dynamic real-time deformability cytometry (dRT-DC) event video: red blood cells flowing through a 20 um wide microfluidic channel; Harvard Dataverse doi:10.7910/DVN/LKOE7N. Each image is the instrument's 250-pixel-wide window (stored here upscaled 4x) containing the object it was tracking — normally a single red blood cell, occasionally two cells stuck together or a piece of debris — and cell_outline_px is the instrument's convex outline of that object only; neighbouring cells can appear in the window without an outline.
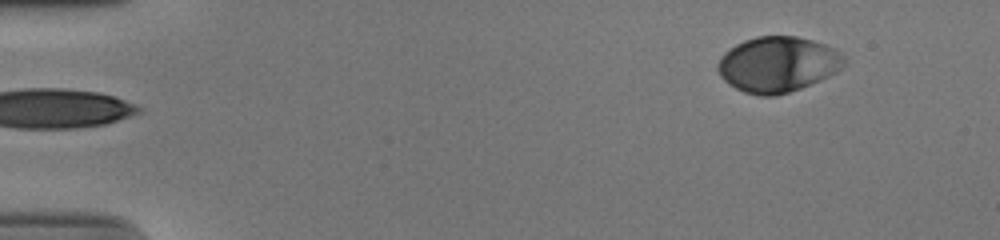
{"species": "human", "species_latin": "Homo sapiens", "temperature_condition": "cold", "stored_images_in_passage": 49, "camera_frame_rate_fps": 3000, "um_per_image_px": 0.085, "donor": {"sex": "male"}, "frame": {"image": 1, "passage_image": 1, "time_ms": 0.0, "image_size_px": [1000, 240], "cell_outline_px": [[844, 64], [836, 72], [820, 80], [800, 88], [776, 96], [760, 96], [744, 92], [728, 84], [720, 76], [716, 68], [716, 64], [720, 56], [728, 48], [744, 40], [756, 36], [796, 36], [812, 40], [824, 44], [840, 52], [844, 56]], "centroid_in_image_um": [66.06, 5.47], "position_along_channel_um": 18.9, "area_um2": 40.98}}
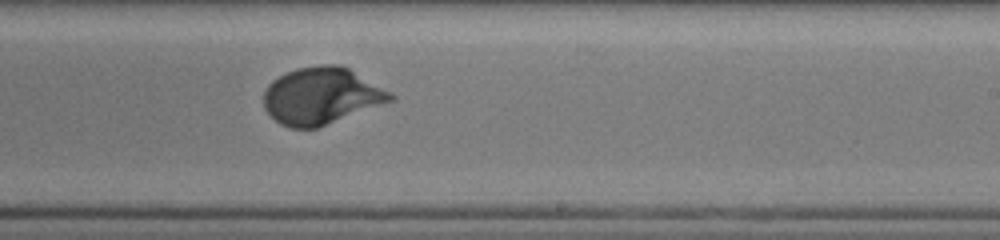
{"frame": {"image": 2, "passage_image": 29, "time_ms": 9.333, "image_size_px": [1000, 240], "cell_outline_px": [[396, 96], [392, 100], [316, 128], [292, 128], [280, 124], [264, 108], [264, 92], [268, 84], [272, 80], [296, 68], [320, 64], [340, 64], [348, 68], [392, 92]], "centroid_in_image_um": [27.3, 8.13], "position_along_channel_um": 261.7, "area_um2": 41.56}}
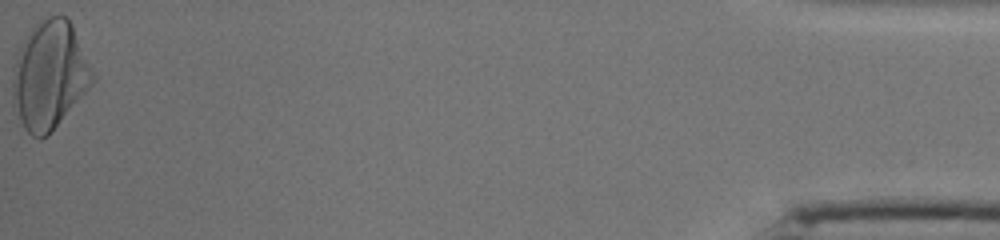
{"frame": {"image": 3, "passage_image": 49, "time_ms": 16.0, "image_size_px": [1000, 240], "cell_outline_px": [[96, 80], [48, 136], [40, 140], [32, 136], [24, 128], [12, 104], [12, 80], [16, 60], [20, 48], [32, 28], [36, 24], [48, 16], [64, 16], [72, 24], [96, 76]], "centroid_in_image_um": [4.22, 6.44], "position_along_channel_um": 431.0, "area_um2": 50.05}, "authors_computed_cell_mechanics": {"area_um2": 40.6334, "velocity_mm_per_s": 3.8726, "shape_relaxation_time_tau1_ms": 2.9022, "shape_relaxation_time_tau2_ms": null, "deformation_change_tau1": 0.1514, "deformation_change_tau2": null}}